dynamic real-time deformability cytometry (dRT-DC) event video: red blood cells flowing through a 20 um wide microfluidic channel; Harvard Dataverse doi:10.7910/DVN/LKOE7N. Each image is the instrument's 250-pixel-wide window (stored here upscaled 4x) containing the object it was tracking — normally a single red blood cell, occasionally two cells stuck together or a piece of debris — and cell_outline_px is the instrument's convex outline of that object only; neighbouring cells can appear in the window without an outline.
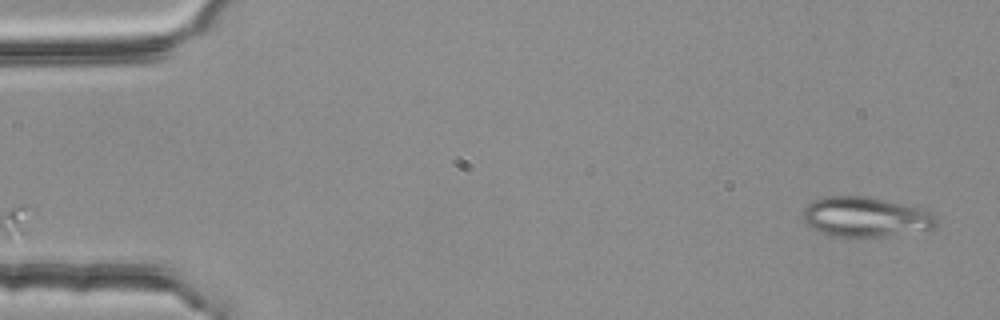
{"species": "common noctule bat (a hibernating species)", "species_latin": "Nyctalus noctula", "temperature_condition": "room temperature", "stored_images_in_passage": 2, "camera_frame_rate_fps": 3000, "um_per_image_px": 0.085, "animal": {"sex": "female", "body_mass_g": 25.1}, "frame": {"image": 1, "passage_image": 2, "time_ms": 0.333, "image_size_px": [1000, 320], "cell_outline_px": [[936, 224], [932, 228], [888, 236], [832, 236], [820, 232], [812, 228], [804, 220], [804, 208], [812, 200], [824, 196], [868, 196], [924, 208], [932, 212], [936, 216]], "centroid_in_image_um": [73.58, 18.42], "position_along_channel_um": 11.4, "area_um2": 30.98}}